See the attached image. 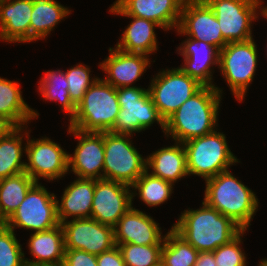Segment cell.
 <instances>
[{
	"mask_svg": "<svg viewBox=\"0 0 267 266\" xmlns=\"http://www.w3.org/2000/svg\"><path fill=\"white\" fill-rule=\"evenodd\" d=\"M178 49V54L181 53L184 57V65L179 68L202 85L215 87L211 81V66H219V50L209 43L190 37H187Z\"/></svg>",
	"mask_w": 267,
	"mask_h": 266,
	"instance_id": "obj_20",
	"label": "cell"
},
{
	"mask_svg": "<svg viewBox=\"0 0 267 266\" xmlns=\"http://www.w3.org/2000/svg\"><path fill=\"white\" fill-rule=\"evenodd\" d=\"M185 0H116L110 7L113 14H127L156 22L161 29H177Z\"/></svg>",
	"mask_w": 267,
	"mask_h": 266,
	"instance_id": "obj_17",
	"label": "cell"
},
{
	"mask_svg": "<svg viewBox=\"0 0 267 266\" xmlns=\"http://www.w3.org/2000/svg\"><path fill=\"white\" fill-rule=\"evenodd\" d=\"M61 225L65 249H79L99 255L116 246L114 228L101 224L95 219H72L62 222Z\"/></svg>",
	"mask_w": 267,
	"mask_h": 266,
	"instance_id": "obj_13",
	"label": "cell"
},
{
	"mask_svg": "<svg viewBox=\"0 0 267 266\" xmlns=\"http://www.w3.org/2000/svg\"><path fill=\"white\" fill-rule=\"evenodd\" d=\"M265 18L267 19V10H266V13H265V15H264V19H265Z\"/></svg>",
	"mask_w": 267,
	"mask_h": 266,
	"instance_id": "obj_43",
	"label": "cell"
},
{
	"mask_svg": "<svg viewBox=\"0 0 267 266\" xmlns=\"http://www.w3.org/2000/svg\"><path fill=\"white\" fill-rule=\"evenodd\" d=\"M221 98L220 88L203 86L168 117L165 135L184 143L217 130Z\"/></svg>",
	"mask_w": 267,
	"mask_h": 266,
	"instance_id": "obj_1",
	"label": "cell"
},
{
	"mask_svg": "<svg viewBox=\"0 0 267 266\" xmlns=\"http://www.w3.org/2000/svg\"><path fill=\"white\" fill-rule=\"evenodd\" d=\"M148 57L110 47L109 56L99 65L106 74L108 73L103 80L115 88L131 87L134 81L140 80L147 67H150Z\"/></svg>",
	"mask_w": 267,
	"mask_h": 266,
	"instance_id": "obj_19",
	"label": "cell"
},
{
	"mask_svg": "<svg viewBox=\"0 0 267 266\" xmlns=\"http://www.w3.org/2000/svg\"><path fill=\"white\" fill-rule=\"evenodd\" d=\"M177 32L209 43L219 51L227 44L216 15L204 0L184 1Z\"/></svg>",
	"mask_w": 267,
	"mask_h": 266,
	"instance_id": "obj_14",
	"label": "cell"
},
{
	"mask_svg": "<svg viewBox=\"0 0 267 266\" xmlns=\"http://www.w3.org/2000/svg\"><path fill=\"white\" fill-rule=\"evenodd\" d=\"M204 202L231 218L243 230L251 225L258 209L256 194L235 178L229 170L205 181Z\"/></svg>",
	"mask_w": 267,
	"mask_h": 266,
	"instance_id": "obj_3",
	"label": "cell"
},
{
	"mask_svg": "<svg viewBox=\"0 0 267 266\" xmlns=\"http://www.w3.org/2000/svg\"><path fill=\"white\" fill-rule=\"evenodd\" d=\"M90 72V68L83 64H77L65 72L70 100L75 106L82 100L87 89L98 79L91 78Z\"/></svg>",
	"mask_w": 267,
	"mask_h": 266,
	"instance_id": "obj_35",
	"label": "cell"
},
{
	"mask_svg": "<svg viewBox=\"0 0 267 266\" xmlns=\"http://www.w3.org/2000/svg\"><path fill=\"white\" fill-rule=\"evenodd\" d=\"M36 182L17 210L4 223L15 231L17 227L35 232L49 230L60 224L57 216V198Z\"/></svg>",
	"mask_w": 267,
	"mask_h": 266,
	"instance_id": "obj_11",
	"label": "cell"
},
{
	"mask_svg": "<svg viewBox=\"0 0 267 266\" xmlns=\"http://www.w3.org/2000/svg\"><path fill=\"white\" fill-rule=\"evenodd\" d=\"M216 15L223 39L227 42H244L253 38L251 25L259 14L265 15L261 0H204ZM261 6V7H260ZM261 11L258 14V10Z\"/></svg>",
	"mask_w": 267,
	"mask_h": 266,
	"instance_id": "obj_9",
	"label": "cell"
},
{
	"mask_svg": "<svg viewBox=\"0 0 267 266\" xmlns=\"http://www.w3.org/2000/svg\"><path fill=\"white\" fill-rule=\"evenodd\" d=\"M63 266H98L97 255L79 249H65Z\"/></svg>",
	"mask_w": 267,
	"mask_h": 266,
	"instance_id": "obj_37",
	"label": "cell"
},
{
	"mask_svg": "<svg viewBox=\"0 0 267 266\" xmlns=\"http://www.w3.org/2000/svg\"><path fill=\"white\" fill-rule=\"evenodd\" d=\"M245 231L247 230H242L229 243L213 251L216 266H246V256L240 247L241 239Z\"/></svg>",
	"mask_w": 267,
	"mask_h": 266,
	"instance_id": "obj_36",
	"label": "cell"
},
{
	"mask_svg": "<svg viewBox=\"0 0 267 266\" xmlns=\"http://www.w3.org/2000/svg\"><path fill=\"white\" fill-rule=\"evenodd\" d=\"M36 182L22 172L0 180V220L5 223Z\"/></svg>",
	"mask_w": 267,
	"mask_h": 266,
	"instance_id": "obj_28",
	"label": "cell"
},
{
	"mask_svg": "<svg viewBox=\"0 0 267 266\" xmlns=\"http://www.w3.org/2000/svg\"><path fill=\"white\" fill-rule=\"evenodd\" d=\"M33 266H63V264H55V265H33Z\"/></svg>",
	"mask_w": 267,
	"mask_h": 266,
	"instance_id": "obj_42",
	"label": "cell"
},
{
	"mask_svg": "<svg viewBox=\"0 0 267 266\" xmlns=\"http://www.w3.org/2000/svg\"><path fill=\"white\" fill-rule=\"evenodd\" d=\"M71 13L55 0H33L30 42L45 39L61 20Z\"/></svg>",
	"mask_w": 267,
	"mask_h": 266,
	"instance_id": "obj_26",
	"label": "cell"
},
{
	"mask_svg": "<svg viewBox=\"0 0 267 266\" xmlns=\"http://www.w3.org/2000/svg\"><path fill=\"white\" fill-rule=\"evenodd\" d=\"M120 105L116 121L109 132L132 134L148 129L155 121L165 131V121L152 101L148 89L136 86L117 88Z\"/></svg>",
	"mask_w": 267,
	"mask_h": 266,
	"instance_id": "obj_6",
	"label": "cell"
},
{
	"mask_svg": "<svg viewBox=\"0 0 267 266\" xmlns=\"http://www.w3.org/2000/svg\"><path fill=\"white\" fill-rule=\"evenodd\" d=\"M254 39L227 43L219 51V69L239 102L245 98L257 68V47Z\"/></svg>",
	"mask_w": 267,
	"mask_h": 266,
	"instance_id": "obj_8",
	"label": "cell"
},
{
	"mask_svg": "<svg viewBox=\"0 0 267 266\" xmlns=\"http://www.w3.org/2000/svg\"><path fill=\"white\" fill-rule=\"evenodd\" d=\"M33 0H0V39L30 43Z\"/></svg>",
	"mask_w": 267,
	"mask_h": 266,
	"instance_id": "obj_21",
	"label": "cell"
},
{
	"mask_svg": "<svg viewBox=\"0 0 267 266\" xmlns=\"http://www.w3.org/2000/svg\"><path fill=\"white\" fill-rule=\"evenodd\" d=\"M24 256L15 232L5 224L0 225V266H26Z\"/></svg>",
	"mask_w": 267,
	"mask_h": 266,
	"instance_id": "obj_34",
	"label": "cell"
},
{
	"mask_svg": "<svg viewBox=\"0 0 267 266\" xmlns=\"http://www.w3.org/2000/svg\"><path fill=\"white\" fill-rule=\"evenodd\" d=\"M130 134L104 132L103 179L132 186L147 170L146 160L132 144Z\"/></svg>",
	"mask_w": 267,
	"mask_h": 266,
	"instance_id": "obj_7",
	"label": "cell"
},
{
	"mask_svg": "<svg viewBox=\"0 0 267 266\" xmlns=\"http://www.w3.org/2000/svg\"><path fill=\"white\" fill-rule=\"evenodd\" d=\"M131 18V23L127 26L120 38V42L116 44V48L126 52L135 54L149 55L157 51V38L155 27L161 28L156 22L129 16L127 14H116Z\"/></svg>",
	"mask_w": 267,
	"mask_h": 266,
	"instance_id": "obj_25",
	"label": "cell"
},
{
	"mask_svg": "<svg viewBox=\"0 0 267 266\" xmlns=\"http://www.w3.org/2000/svg\"><path fill=\"white\" fill-rule=\"evenodd\" d=\"M68 133L79 140L74 155L68 154V169L72 168L70 171L78 178L103 179L104 132H84L69 127Z\"/></svg>",
	"mask_w": 267,
	"mask_h": 266,
	"instance_id": "obj_16",
	"label": "cell"
},
{
	"mask_svg": "<svg viewBox=\"0 0 267 266\" xmlns=\"http://www.w3.org/2000/svg\"><path fill=\"white\" fill-rule=\"evenodd\" d=\"M119 111L117 88L98 78L76 106L69 127L84 132H109Z\"/></svg>",
	"mask_w": 267,
	"mask_h": 266,
	"instance_id": "obj_4",
	"label": "cell"
},
{
	"mask_svg": "<svg viewBox=\"0 0 267 266\" xmlns=\"http://www.w3.org/2000/svg\"><path fill=\"white\" fill-rule=\"evenodd\" d=\"M183 145L188 174L200 176L205 181L240 162L228 147L225 134L216 130L188 140Z\"/></svg>",
	"mask_w": 267,
	"mask_h": 266,
	"instance_id": "obj_5",
	"label": "cell"
},
{
	"mask_svg": "<svg viewBox=\"0 0 267 266\" xmlns=\"http://www.w3.org/2000/svg\"><path fill=\"white\" fill-rule=\"evenodd\" d=\"M131 186L106 179H95L91 219L114 227L132 207Z\"/></svg>",
	"mask_w": 267,
	"mask_h": 266,
	"instance_id": "obj_15",
	"label": "cell"
},
{
	"mask_svg": "<svg viewBox=\"0 0 267 266\" xmlns=\"http://www.w3.org/2000/svg\"><path fill=\"white\" fill-rule=\"evenodd\" d=\"M18 82L0 77V114L9 118L16 126H25L39 113L25 103Z\"/></svg>",
	"mask_w": 267,
	"mask_h": 266,
	"instance_id": "obj_27",
	"label": "cell"
},
{
	"mask_svg": "<svg viewBox=\"0 0 267 266\" xmlns=\"http://www.w3.org/2000/svg\"><path fill=\"white\" fill-rule=\"evenodd\" d=\"M114 228L115 244H164L159 223L133 206L119 219Z\"/></svg>",
	"mask_w": 267,
	"mask_h": 266,
	"instance_id": "obj_18",
	"label": "cell"
},
{
	"mask_svg": "<svg viewBox=\"0 0 267 266\" xmlns=\"http://www.w3.org/2000/svg\"><path fill=\"white\" fill-rule=\"evenodd\" d=\"M199 251L181 237L172 227L165 235L161 250L162 266H194Z\"/></svg>",
	"mask_w": 267,
	"mask_h": 266,
	"instance_id": "obj_30",
	"label": "cell"
},
{
	"mask_svg": "<svg viewBox=\"0 0 267 266\" xmlns=\"http://www.w3.org/2000/svg\"><path fill=\"white\" fill-rule=\"evenodd\" d=\"M25 131L27 137L25 154L28 163H25V172L35 181L45 178L49 181L62 178L69 171L68 154L61 146L48 137L29 140V132Z\"/></svg>",
	"mask_w": 267,
	"mask_h": 266,
	"instance_id": "obj_12",
	"label": "cell"
},
{
	"mask_svg": "<svg viewBox=\"0 0 267 266\" xmlns=\"http://www.w3.org/2000/svg\"><path fill=\"white\" fill-rule=\"evenodd\" d=\"M132 201L133 197L138 195L148 206H157L166 202L173 193V184L159 177L153 176L149 170H146L131 186Z\"/></svg>",
	"mask_w": 267,
	"mask_h": 266,
	"instance_id": "obj_32",
	"label": "cell"
},
{
	"mask_svg": "<svg viewBox=\"0 0 267 266\" xmlns=\"http://www.w3.org/2000/svg\"><path fill=\"white\" fill-rule=\"evenodd\" d=\"M98 266H126L122 253L116 245L112 249L97 255Z\"/></svg>",
	"mask_w": 267,
	"mask_h": 266,
	"instance_id": "obj_38",
	"label": "cell"
},
{
	"mask_svg": "<svg viewBox=\"0 0 267 266\" xmlns=\"http://www.w3.org/2000/svg\"><path fill=\"white\" fill-rule=\"evenodd\" d=\"M30 254L36 258L25 260L26 266L63 264L65 242L62 225L45 231L34 232L28 242Z\"/></svg>",
	"mask_w": 267,
	"mask_h": 266,
	"instance_id": "obj_23",
	"label": "cell"
},
{
	"mask_svg": "<svg viewBox=\"0 0 267 266\" xmlns=\"http://www.w3.org/2000/svg\"><path fill=\"white\" fill-rule=\"evenodd\" d=\"M16 127L9 118L0 114V138L7 136Z\"/></svg>",
	"mask_w": 267,
	"mask_h": 266,
	"instance_id": "obj_40",
	"label": "cell"
},
{
	"mask_svg": "<svg viewBox=\"0 0 267 266\" xmlns=\"http://www.w3.org/2000/svg\"><path fill=\"white\" fill-rule=\"evenodd\" d=\"M38 85V90L43 98L50 101H59L62 110L69 114V121H71L75 116L76 106L70 100L65 72L61 70L46 71Z\"/></svg>",
	"mask_w": 267,
	"mask_h": 266,
	"instance_id": "obj_31",
	"label": "cell"
},
{
	"mask_svg": "<svg viewBox=\"0 0 267 266\" xmlns=\"http://www.w3.org/2000/svg\"><path fill=\"white\" fill-rule=\"evenodd\" d=\"M203 86L198 80L185 74L178 67L160 71L152 78L147 89L159 115L166 121Z\"/></svg>",
	"mask_w": 267,
	"mask_h": 266,
	"instance_id": "obj_10",
	"label": "cell"
},
{
	"mask_svg": "<svg viewBox=\"0 0 267 266\" xmlns=\"http://www.w3.org/2000/svg\"><path fill=\"white\" fill-rule=\"evenodd\" d=\"M172 228L199 252H213L243 229L204 201L199 209H186Z\"/></svg>",
	"mask_w": 267,
	"mask_h": 266,
	"instance_id": "obj_2",
	"label": "cell"
},
{
	"mask_svg": "<svg viewBox=\"0 0 267 266\" xmlns=\"http://www.w3.org/2000/svg\"><path fill=\"white\" fill-rule=\"evenodd\" d=\"M94 189L95 179L87 178H78L65 188L61 202L57 199V216L60 224L71 216L73 219L91 217Z\"/></svg>",
	"mask_w": 267,
	"mask_h": 266,
	"instance_id": "obj_22",
	"label": "cell"
},
{
	"mask_svg": "<svg viewBox=\"0 0 267 266\" xmlns=\"http://www.w3.org/2000/svg\"><path fill=\"white\" fill-rule=\"evenodd\" d=\"M194 266H216L213 252H199Z\"/></svg>",
	"mask_w": 267,
	"mask_h": 266,
	"instance_id": "obj_39",
	"label": "cell"
},
{
	"mask_svg": "<svg viewBox=\"0 0 267 266\" xmlns=\"http://www.w3.org/2000/svg\"><path fill=\"white\" fill-rule=\"evenodd\" d=\"M146 169H152V175L174 185L181 178L189 175L187 171L186 151L183 143L158 149L146 160Z\"/></svg>",
	"mask_w": 267,
	"mask_h": 266,
	"instance_id": "obj_24",
	"label": "cell"
},
{
	"mask_svg": "<svg viewBox=\"0 0 267 266\" xmlns=\"http://www.w3.org/2000/svg\"><path fill=\"white\" fill-rule=\"evenodd\" d=\"M24 129V130H23ZM24 126H17L7 136L0 138V180L25 172V163L22 162V140ZM22 136V137H21Z\"/></svg>",
	"mask_w": 267,
	"mask_h": 266,
	"instance_id": "obj_29",
	"label": "cell"
},
{
	"mask_svg": "<svg viewBox=\"0 0 267 266\" xmlns=\"http://www.w3.org/2000/svg\"><path fill=\"white\" fill-rule=\"evenodd\" d=\"M259 266H267V259H262V261L258 264Z\"/></svg>",
	"mask_w": 267,
	"mask_h": 266,
	"instance_id": "obj_41",
	"label": "cell"
},
{
	"mask_svg": "<svg viewBox=\"0 0 267 266\" xmlns=\"http://www.w3.org/2000/svg\"><path fill=\"white\" fill-rule=\"evenodd\" d=\"M123 256L126 266H160L163 244L135 245L116 244Z\"/></svg>",
	"mask_w": 267,
	"mask_h": 266,
	"instance_id": "obj_33",
	"label": "cell"
}]
</instances>
